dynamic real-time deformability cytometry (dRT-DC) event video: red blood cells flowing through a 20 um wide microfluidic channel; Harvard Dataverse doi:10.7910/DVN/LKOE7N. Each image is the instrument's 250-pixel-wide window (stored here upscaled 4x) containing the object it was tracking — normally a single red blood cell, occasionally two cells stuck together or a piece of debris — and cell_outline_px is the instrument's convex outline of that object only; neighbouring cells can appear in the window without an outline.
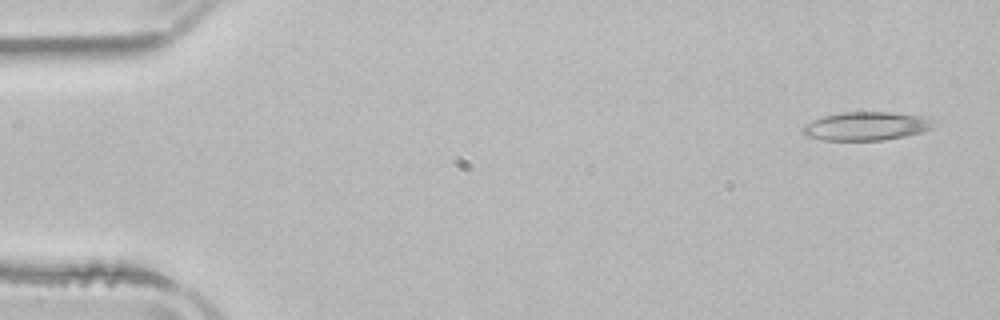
{"species": "common noctule bat (a hibernating species)", "species_latin": "Nyctalus noctula", "temperature_condition": "room temperature", "stored_images_in_passage": 4, "camera_frame_rate_fps": 3000, "um_per_image_px": 0.085, "animal": {"sex": "male", "body_mass_g": 21.5, "forearm_length_mm": 52.0}, "frame": {"image": 1, "passage_image": 1, "time_ms": 0.0, "image_size_px": [1000, 320], "cell_outline_px": [[940, 124], [932, 128], [920, 132], [904, 136], [884, 140], [820, 140], [804, 136], [800, 132], [800, 128], [804, 124], [824, 116], [840, 112], [892, 112], [932, 116], [940, 120]], "centroid_in_image_um": [73.72, 10.7], "position_along_channel_um": 11.3, "area_um2": 22.54}}